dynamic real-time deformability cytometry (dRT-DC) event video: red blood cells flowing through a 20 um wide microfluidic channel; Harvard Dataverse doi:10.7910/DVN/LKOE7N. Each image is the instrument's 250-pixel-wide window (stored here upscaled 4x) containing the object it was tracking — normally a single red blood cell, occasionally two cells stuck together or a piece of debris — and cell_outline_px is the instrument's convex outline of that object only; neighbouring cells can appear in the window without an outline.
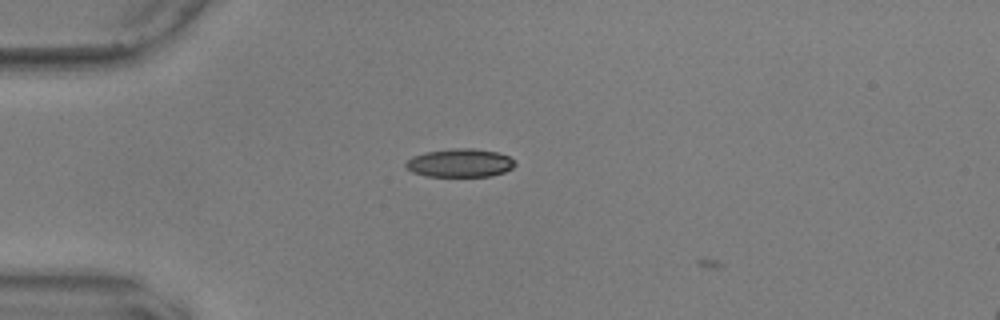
{"species": "common noctule bat (a hibernating species)", "species_latin": "Nyctalus noctula", "temperature_condition": "warm", "stored_images_in_passage": 11, "camera_frame_rate_fps": 3000, "um_per_image_px": 0.085, "animal": {"sex": "male", "body_mass_g": 17.9, "forearm_length_mm": 54.2}, "frame": {"image": 1, "passage_image": 10, "time_ms": 3.0, "image_size_px": [1000, 320], "cell_outline_px": [[516, 164], [512, 168], [504, 172], [492, 176], [424, 176], [412, 172], [404, 164], [412, 156], [424, 152], [452, 148], [476, 148], [496, 152], [508, 156]], "centroid_in_image_um": [39.08, 13.84], "position_along_channel_um": 45.9, "area_um2": 18.09}}